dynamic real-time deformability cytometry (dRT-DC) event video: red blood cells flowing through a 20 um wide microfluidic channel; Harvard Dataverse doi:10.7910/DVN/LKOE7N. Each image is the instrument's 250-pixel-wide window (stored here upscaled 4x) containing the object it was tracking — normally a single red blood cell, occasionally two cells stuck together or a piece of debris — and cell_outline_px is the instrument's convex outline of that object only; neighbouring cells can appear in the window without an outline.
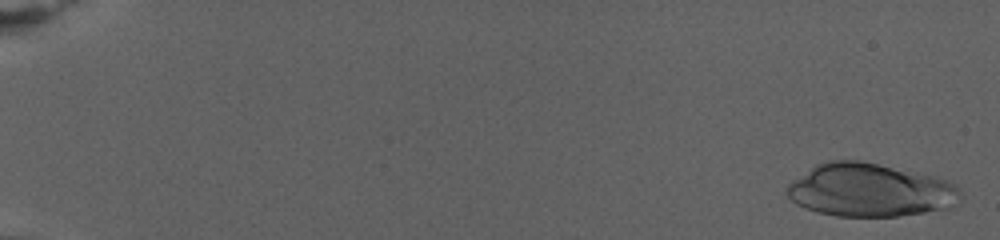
{"species": "human", "species_latin": "Homo sapiens", "temperature_condition": "warm", "stored_images_in_passage": 77, "camera_frame_rate_fps": 3000, "um_per_image_px": 0.085, "donor": {"sex": "female"}, "frame": {"image": 1, "passage_image": 2, "time_ms": 0.333, "image_size_px": [1000, 240], "cell_outline_px": [[964, 196], [952, 208], [896, 216], [836, 216], [816, 212], [804, 208], [796, 204], [784, 192], [784, 188], [792, 180], [816, 164], [828, 160], [860, 160], [936, 176], [948, 180], [956, 184], [960, 188]], "centroid_in_image_um": [73.97, 16.16], "position_along_channel_um": 11.0, "area_um2": 54.51}}
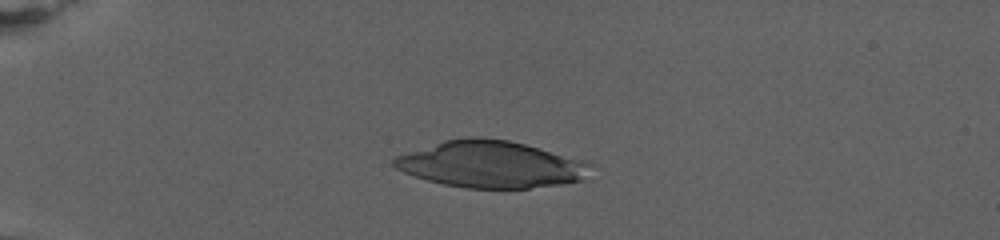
{"frame": {"image": 2, "passage_image": 21, "time_ms": 6.667, "image_size_px": [1000, 240], "cell_outline_px": [[596, 164], [584, 180], [560, 184], [528, 188], [468, 188], [444, 184], [428, 180], [404, 172], [396, 168], [392, 164], [392, 160], [396, 156], [444, 140], [468, 136], [480, 136], [508, 140], [524, 144], [584, 160]], "centroid_in_image_um": [41.77, 13.96], "position_along_channel_um": 43.2, "area_um2": 53.52}}